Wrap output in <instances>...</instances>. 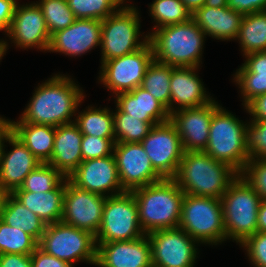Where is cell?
<instances>
[{
    "label": "cell",
    "instance_id": "cell-48",
    "mask_svg": "<svg viewBox=\"0 0 266 267\" xmlns=\"http://www.w3.org/2000/svg\"><path fill=\"white\" fill-rule=\"evenodd\" d=\"M246 110L253 116V119L266 120V93L252 100L246 106Z\"/></svg>",
    "mask_w": 266,
    "mask_h": 267
},
{
    "label": "cell",
    "instance_id": "cell-2",
    "mask_svg": "<svg viewBox=\"0 0 266 267\" xmlns=\"http://www.w3.org/2000/svg\"><path fill=\"white\" fill-rule=\"evenodd\" d=\"M239 173L204 151H186L172 178L185 194L220 199Z\"/></svg>",
    "mask_w": 266,
    "mask_h": 267
},
{
    "label": "cell",
    "instance_id": "cell-29",
    "mask_svg": "<svg viewBox=\"0 0 266 267\" xmlns=\"http://www.w3.org/2000/svg\"><path fill=\"white\" fill-rule=\"evenodd\" d=\"M237 39L245 56L266 51V11L244 15Z\"/></svg>",
    "mask_w": 266,
    "mask_h": 267
},
{
    "label": "cell",
    "instance_id": "cell-27",
    "mask_svg": "<svg viewBox=\"0 0 266 267\" xmlns=\"http://www.w3.org/2000/svg\"><path fill=\"white\" fill-rule=\"evenodd\" d=\"M12 133L41 163L50 161L54 149L55 127L19 120L12 122Z\"/></svg>",
    "mask_w": 266,
    "mask_h": 267
},
{
    "label": "cell",
    "instance_id": "cell-23",
    "mask_svg": "<svg viewBox=\"0 0 266 267\" xmlns=\"http://www.w3.org/2000/svg\"><path fill=\"white\" fill-rule=\"evenodd\" d=\"M82 136L83 134L74 122L55 127L54 149L48 164L65 177H69L83 161Z\"/></svg>",
    "mask_w": 266,
    "mask_h": 267
},
{
    "label": "cell",
    "instance_id": "cell-15",
    "mask_svg": "<svg viewBox=\"0 0 266 267\" xmlns=\"http://www.w3.org/2000/svg\"><path fill=\"white\" fill-rule=\"evenodd\" d=\"M113 153L120 184L125 191H132L164 179L152 166L141 143L117 142Z\"/></svg>",
    "mask_w": 266,
    "mask_h": 267
},
{
    "label": "cell",
    "instance_id": "cell-50",
    "mask_svg": "<svg viewBox=\"0 0 266 267\" xmlns=\"http://www.w3.org/2000/svg\"><path fill=\"white\" fill-rule=\"evenodd\" d=\"M257 232H266V200H262L258 208Z\"/></svg>",
    "mask_w": 266,
    "mask_h": 267
},
{
    "label": "cell",
    "instance_id": "cell-47",
    "mask_svg": "<svg viewBox=\"0 0 266 267\" xmlns=\"http://www.w3.org/2000/svg\"><path fill=\"white\" fill-rule=\"evenodd\" d=\"M16 5V0H0V31L4 29L8 32Z\"/></svg>",
    "mask_w": 266,
    "mask_h": 267
},
{
    "label": "cell",
    "instance_id": "cell-52",
    "mask_svg": "<svg viewBox=\"0 0 266 267\" xmlns=\"http://www.w3.org/2000/svg\"><path fill=\"white\" fill-rule=\"evenodd\" d=\"M204 6L210 8L227 7L228 0H206Z\"/></svg>",
    "mask_w": 266,
    "mask_h": 267
},
{
    "label": "cell",
    "instance_id": "cell-28",
    "mask_svg": "<svg viewBox=\"0 0 266 267\" xmlns=\"http://www.w3.org/2000/svg\"><path fill=\"white\" fill-rule=\"evenodd\" d=\"M0 219L13 228L21 229L32 236L38 243L47 226V224L20 203L11 193L6 198Z\"/></svg>",
    "mask_w": 266,
    "mask_h": 267
},
{
    "label": "cell",
    "instance_id": "cell-14",
    "mask_svg": "<svg viewBox=\"0 0 266 267\" xmlns=\"http://www.w3.org/2000/svg\"><path fill=\"white\" fill-rule=\"evenodd\" d=\"M105 202L106 196L81 189L66 177L61 221L96 236L102 221Z\"/></svg>",
    "mask_w": 266,
    "mask_h": 267
},
{
    "label": "cell",
    "instance_id": "cell-24",
    "mask_svg": "<svg viewBox=\"0 0 266 267\" xmlns=\"http://www.w3.org/2000/svg\"><path fill=\"white\" fill-rule=\"evenodd\" d=\"M243 14L231 8H210L203 6L192 13V20L205 35L216 39H236L239 34Z\"/></svg>",
    "mask_w": 266,
    "mask_h": 267
},
{
    "label": "cell",
    "instance_id": "cell-33",
    "mask_svg": "<svg viewBox=\"0 0 266 267\" xmlns=\"http://www.w3.org/2000/svg\"><path fill=\"white\" fill-rule=\"evenodd\" d=\"M66 177L48 163H41L24 179L15 191L44 193L54 190Z\"/></svg>",
    "mask_w": 266,
    "mask_h": 267
},
{
    "label": "cell",
    "instance_id": "cell-43",
    "mask_svg": "<svg viewBox=\"0 0 266 267\" xmlns=\"http://www.w3.org/2000/svg\"><path fill=\"white\" fill-rule=\"evenodd\" d=\"M245 63L236 73H259L266 75V51L246 55Z\"/></svg>",
    "mask_w": 266,
    "mask_h": 267
},
{
    "label": "cell",
    "instance_id": "cell-22",
    "mask_svg": "<svg viewBox=\"0 0 266 267\" xmlns=\"http://www.w3.org/2000/svg\"><path fill=\"white\" fill-rule=\"evenodd\" d=\"M197 67H173L170 80V114L176 102L180 109L206 105L212 99L205 93V88L196 75Z\"/></svg>",
    "mask_w": 266,
    "mask_h": 267
},
{
    "label": "cell",
    "instance_id": "cell-40",
    "mask_svg": "<svg viewBox=\"0 0 266 267\" xmlns=\"http://www.w3.org/2000/svg\"><path fill=\"white\" fill-rule=\"evenodd\" d=\"M115 138H101L91 135H83L81 143L82 160L103 158L113 153Z\"/></svg>",
    "mask_w": 266,
    "mask_h": 267
},
{
    "label": "cell",
    "instance_id": "cell-37",
    "mask_svg": "<svg viewBox=\"0 0 266 267\" xmlns=\"http://www.w3.org/2000/svg\"><path fill=\"white\" fill-rule=\"evenodd\" d=\"M76 19L104 20L115 13L123 0H67Z\"/></svg>",
    "mask_w": 266,
    "mask_h": 267
},
{
    "label": "cell",
    "instance_id": "cell-3",
    "mask_svg": "<svg viewBox=\"0 0 266 267\" xmlns=\"http://www.w3.org/2000/svg\"><path fill=\"white\" fill-rule=\"evenodd\" d=\"M137 202L138 219L145 234L179 225L185 193L172 178L131 191Z\"/></svg>",
    "mask_w": 266,
    "mask_h": 267
},
{
    "label": "cell",
    "instance_id": "cell-31",
    "mask_svg": "<svg viewBox=\"0 0 266 267\" xmlns=\"http://www.w3.org/2000/svg\"><path fill=\"white\" fill-rule=\"evenodd\" d=\"M89 108L87 111L81 112L75 119L83 135L97 136L101 138H115L113 112L109 109Z\"/></svg>",
    "mask_w": 266,
    "mask_h": 267
},
{
    "label": "cell",
    "instance_id": "cell-30",
    "mask_svg": "<svg viewBox=\"0 0 266 267\" xmlns=\"http://www.w3.org/2000/svg\"><path fill=\"white\" fill-rule=\"evenodd\" d=\"M172 66L155 60L148 66L140 87L160 101L170 114V80Z\"/></svg>",
    "mask_w": 266,
    "mask_h": 267
},
{
    "label": "cell",
    "instance_id": "cell-21",
    "mask_svg": "<svg viewBox=\"0 0 266 267\" xmlns=\"http://www.w3.org/2000/svg\"><path fill=\"white\" fill-rule=\"evenodd\" d=\"M14 147L9 153L4 149L0 157V186L8 193L20 188L28 174L41 162L13 133L7 140Z\"/></svg>",
    "mask_w": 266,
    "mask_h": 267
},
{
    "label": "cell",
    "instance_id": "cell-1",
    "mask_svg": "<svg viewBox=\"0 0 266 267\" xmlns=\"http://www.w3.org/2000/svg\"><path fill=\"white\" fill-rule=\"evenodd\" d=\"M83 98L70 78L55 75L37 88L20 120L53 127L73 123L70 117Z\"/></svg>",
    "mask_w": 266,
    "mask_h": 267
},
{
    "label": "cell",
    "instance_id": "cell-34",
    "mask_svg": "<svg viewBox=\"0 0 266 267\" xmlns=\"http://www.w3.org/2000/svg\"><path fill=\"white\" fill-rule=\"evenodd\" d=\"M38 242L30 235L0 219V254H32Z\"/></svg>",
    "mask_w": 266,
    "mask_h": 267
},
{
    "label": "cell",
    "instance_id": "cell-44",
    "mask_svg": "<svg viewBox=\"0 0 266 267\" xmlns=\"http://www.w3.org/2000/svg\"><path fill=\"white\" fill-rule=\"evenodd\" d=\"M228 7L243 15L266 11V0H228Z\"/></svg>",
    "mask_w": 266,
    "mask_h": 267
},
{
    "label": "cell",
    "instance_id": "cell-9",
    "mask_svg": "<svg viewBox=\"0 0 266 267\" xmlns=\"http://www.w3.org/2000/svg\"><path fill=\"white\" fill-rule=\"evenodd\" d=\"M137 202L131 191L106 196L102 221L95 236L97 246L114 241H130L144 236Z\"/></svg>",
    "mask_w": 266,
    "mask_h": 267
},
{
    "label": "cell",
    "instance_id": "cell-41",
    "mask_svg": "<svg viewBox=\"0 0 266 267\" xmlns=\"http://www.w3.org/2000/svg\"><path fill=\"white\" fill-rule=\"evenodd\" d=\"M240 175L266 200V159H249Z\"/></svg>",
    "mask_w": 266,
    "mask_h": 267
},
{
    "label": "cell",
    "instance_id": "cell-5",
    "mask_svg": "<svg viewBox=\"0 0 266 267\" xmlns=\"http://www.w3.org/2000/svg\"><path fill=\"white\" fill-rule=\"evenodd\" d=\"M226 239L242 244L257 233L258 208L262 201L253 187L239 176L220 198Z\"/></svg>",
    "mask_w": 266,
    "mask_h": 267
},
{
    "label": "cell",
    "instance_id": "cell-7",
    "mask_svg": "<svg viewBox=\"0 0 266 267\" xmlns=\"http://www.w3.org/2000/svg\"><path fill=\"white\" fill-rule=\"evenodd\" d=\"M178 227L198 243H222L226 230L220 199L185 194Z\"/></svg>",
    "mask_w": 266,
    "mask_h": 267
},
{
    "label": "cell",
    "instance_id": "cell-13",
    "mask_svg": "<svg viewBox=\"0 0 266 267\" xmlns=\"http://www.w3.org/2000/svg\"><path fill=\"white\" fill-rule=\"evenodd\" d=\"M153 267H193L195 241L180 227L159 229L147 234Z\"/></svg>",
    "mask_w": 266,
    "mask_h": 267
},
{
    "label": "cell",
    "instance_id": "cell-38",
    "mask_svg": "<svg viewBox=\"0 0 266 267\" xmlns=\"http://www.w3.org/2000/svg\"><path fill=\"white\" fill-rule=\"evenodd\" d=\"M246 127V149L250 159H266V120L253 119Z\"/></svg>",
    "mask_w": 266,
    "mask_h": 267
},
{
    "label": "cell",
    "instance_id": "cell-17",
    "mask_svg": "<svg viewBox=\"0 0 266 267\" xmlns=\"http://www.w3.org/2000/svg\"><path fill=\"white\" fill-rule=\"evenodd\" d=\"M68 179L81 189L103 196L110 190H117L114 195L125 192L120 184L114 154L82 161Z\"/></svg>",
    "mask_w": 266,
    "mask_h": 267
},
{
    "label": "cell",
    "instance_id": "cell-32",
    "mask_svg": "<svg viewBox=\"0 0 266 267\" xmlns=\"http://www.w3.org/2000/svg\"><path fill=\"white\" fill-rule=\"evenodd\" d=\"M116 108L117 111L113 113L115 143H140L148 135L152 126Z\"/></svg>",
    "mask_w": 266,
    "mask_h": 267
},
{
    "label": "cell",
    "instance_id": "cell-53",
    "mask_svg": "<svg viewBox=\"0 0 266 267\" xmlns=\"http://www.w3.org/2000/svg\"><path fill=\"white\" fill-rule=\"evenodd\" d=\"M8 194L9 193L0 186V217Z\"/></svg>",
    "mask_w": 266,
    "mask_h": 267
},
{
    "label": "cell",
    "instance_id": "cell-54",
    "mask_svg": "<svg viewBox=\"0 0 266 267\" xmlns=\"http://www.w3.org/2000/svg\"><path fill=\"white\" fill-rule=\"evenodd\" d=\"M6 49H7V43L5 41H0V60L2 56H4Z\"/></svg>",
    "mask_w": 266,
    "mask_h": 267
},
{
    "label": "cell",
    "instance_id": "cell-49",
    "mask_svg": "<svg viewBox=\"0 0 266 267\" xmlns=\"http://www.w3.org/2000/svg\"><path fill=\"white\" fill-rule=\"evenodd\" d=\"M12 134V121L0 118V157L3 151V141Z\"/></svg>",
    "mask_w": 266,
    "mask_h": 267
},
{
    "label": "cell",
    "instance_id": "cell-11",
    "mask_svg": "<svg viewBox=\"0 0 266 267\" xmlns=\"http://www.w3.org/2000/svg\"><path fill=\"white\" fill-rule=\"evenodd\" d=\"M154 60L149 41L137 51L104 61L100 80L116 95L130 92L141 85L148 66Z\"/></svg>",
    "mask_w": 266,
    "mask_h": 267
},
{
    "label": "cell",
    "instance_id": "cell-26",
    "mask_svg": "<svg viewBox=\"0 0 266 267\" xmlns=\"http://www.w3.org/2000/svg\"><path fill=\"white\" fill-rule=\"evenodd\" d=\"M65 187L66 178L52 191L44 193L13 191L11 194L48 225L62 220Z\"/></svg>",
    "mask_w": 266,
    "mask_h": 267
},
{
    "label": "cell",
    "instance_id": "cell-19",
    "mask_svg": "<svg viewBox=\"0 0 266 267\" xmlns=\"http://www.w3.org/2000/svg\"><path fill=\"white\" fill-rule=\"evenodd\" d=\"M95 265L100 267H153L147 234L130 241H114L97 246Z\"/></svg>",
    "mask_w": 266,
    "mask_h": 267
},
{
    "label": "cell",
    "instance_id": "cell-8",
    "mask_svg": "<svg viewBox=\"0 0 266 267\" xmlns=\"http://www.w3.org/2000/svg\"><path fill=\"white\" fill-rule=\"evenodd\" d=\"M38 247L46 254L73 265L76 261L95 264L97 245L95 235L86 230L60 222L48 224Z\"/></svg>",
    "mask_w": 266,
    "mask_h": 267
},
{
    "label": "cell",
    "instance_id": "cell-6",
    "mask_svg": "<svg viewBox=\"0 0 266 267\" xmlns=\"http://www.w3.org/2000/svg\"><path fill=\"white\" fill-rule=\"evenodd\" d=\"M246 125L220 106L212 116L204 152L241 174L250 159L246 149Z\"/></svg>",
    "mask_w": 266,
    "mask_h": 267
},
{
    "label": "cell",
    "instance_id": "cell-16",
    "mask_svg": "<svg viewBox=\"0 0 266 267\" xmlns=\"http://www.w3.org/2000/svg\"><path fill=\"white\" fill-rule=\"evenodd\" d=\"M219 107L212 100L206 105L176 110L170 114V121L181 137L184 152L205 150L212 116Z\"/></svg>",
    "mask_w": 266,
    "mask_h": 267
},
{
    "label": "cell",
    "instance_id": "cell-36",
    "mask_svg": "<svg viewBox=\"0 0 266 267\" xmlns=\"http://www.w3.org/2000/svg\"><path fill=\"white\" fill-rule=\"evenodd\" d=\"M37 4L42 10L51 36L57 31L69 27L76 20L67 0H41Z\"/></svg>",
    "mask_w": 266,
    "mask_h": 267
},
{
    "label": "cell",
    "instance_id": "cell-10",
    "mask_svg": "<svg viewBox=\"0 0 266 267\" xmlns=\"http://www.w3.org/2000/svg\"><path fill=\"white\" fill-rule=\"evenodd\" d=\"M135 7L125 6L101 21L102 63L137 51L148 41L139 42V16ZM138 41V42H137Z\"/></svg>",
    "mask_w": 266,
    "mask_h": 267
},
{
    "label": "cell",
    "instance_id": "cell-20",
    "mask_svg": "<svg viewBox=\"0 0 266 267\" xmlns=\"http://www.w3.org/2000/svg\"><path fill=\"white\" fill-rule=\"evenodd\" d=\"M101 20L76 19L69 27L51 36L49 51L76 56L101 45Z\"/></svg>",
    "mask_w": 266,
    "mask_h": 267
},
{
    "label": "cell",
    "instance_id": "cell-46",
    "mask_svg": "<svg viewBox=\"0 0 266 267\" xmlns=\"http://www.w3.org/2000/svg\"><path fill=\"white\" fill-rule=\"evenodd\" d=\"M0 267H32L31 254H0Z\"/></svg>",
    "mask_w": 266,
    "mask_h": 267
},
{
    "label": "cell",
    "instance_id": "cell-39",
    "mask_svg": "<svg viewBox=\"0 0 266 267\" xmlns=\"http://www.w3.org/2000/svg\"><path fill=\"white\" fill-rule=\"evenodd\" d=\"M236 82L239 84L246 107L256 97L266 93V75L259 73H236Z\"/></svg>",
    "mask_w": 266,
    "mask_h": 267
},
{
    "label": "cell",
    "instance_id": "cell-51",
    "mask_svg": "<svg viewBox=\"0 0 266 267\" xmlns=\"http://www.w3.org/2000/svg\"><path fill=\"white\" fill-rule=\"evenodd\" d=\"M206 0H181V2L193 13L196 9L204 6Z\"/></svg>",
    "mask_w": 266,
    "mask_h": 267
},
{
    "label": "cell",
    "instance_id": "cell-25",
    "mask_svg": "<svg viewBox=\"0 0 266 267\" xmlns=\"http://www.w3.org/2000/svg\"><path fill=\"white\" fill-rule=\"evenodd\" d=\"M116 100V105L122 112L148 122L151 126L170 120L167 108L140 86L116 95Z\"/></svg>",
    "mask_w": 266,
    "mask_h": 267
},
{
    "label": "cell",
    "instance_id": "cell-18",
    "mask_svg": "<svg viewBox=\"0 0 266 267\" xmlns=\"http://www.w3.org/2000/svg\"><path fill=\"white\" fill-rule=\"evenodd\" d=\"M7 34L21 48L36 46L38 49L48 51L50 46L51 35L37 3L16 5Z\"/></svg>",
    "mask_w": 266,
    "mask_h": 267
},
{
    "label": "cell",
    "instance_id": "cell-4",
    "mask_svg": "<svg viewBox=\"0 0 266 267\" xmlns=\"http://www.w3.org/2000/svg\"><path fill=\"white\" fill-rule=\"evenodd\" d=\"M205 33L191 19L156 29L148 35L154 60L173 67H197Z\"/></svg>",
    "mask_w": 266,
    "mask_h": 267
},
{
    "label": "cell",
    "instance_id": "cell-35",
    "mask_svg": "<svg viewBox=\"0 0 266 267\" xmlns=\"http://www.w3.org/2000/svg\"><path fill=\"white\" fill-rule=\"evenodd\" d=\"M150 7L151 15L158 25L154 26L156 29L192 19V13L181 0H155Z\"/></svg>",
    "mask_w": 266,
    "mask_h": 267
},
{
    "label": "cell",
    "instance_id": "cell-12",
    "mask_svg": "<svg viewBox=\"0 0 266 267\" xmlns=\"http://www.w3.org/2000/svg\"><path fill=\"white\" fill-rule=\"evenodd\" d=\"M140 143L152 166L163 178L176 175L184 150L181 137L170 120L152 126Z\"/></svg>",
    "mask_w": 266,
    "mask_h": 267
},
{
    "label": "cell",
    "instance_id": "cell-45",
    "mask_svg": "<svg viewBox=\"0 0 266 267\" xmlns=\"http://www.w3.org/2000/svg\"><path fill=\"white\" fill-rule=\"evenodd\" d=\"M32 267H73L54 256L46 254L39 247L31 254Z\"/></svg>",
    "mask_w": 266,
    "mask_h": 267
},
{
    "label": "cell",
    "instance_id": "cell-42",
    "mask_svg": "<svg viewBox=\"0 0 266 267\" xmlns=\"http://www.w3.org/2000/svg\"><path fill=\"white\" fill-rule=\"evenodd\" d=\"M255 267H266V232H257L242 244Z\"/></svg>",
    "mask_w": 266,
    "mask_h": 267
}]
</instances>
